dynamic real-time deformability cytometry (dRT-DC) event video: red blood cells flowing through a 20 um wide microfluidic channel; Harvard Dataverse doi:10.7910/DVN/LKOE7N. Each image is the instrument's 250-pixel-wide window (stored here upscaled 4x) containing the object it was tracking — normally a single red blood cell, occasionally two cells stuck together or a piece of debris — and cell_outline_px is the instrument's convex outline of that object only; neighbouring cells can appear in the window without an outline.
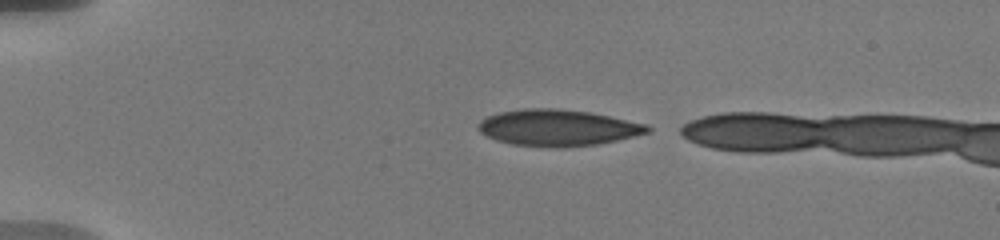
{"species": "human", "species_latin": "Homo sapiens", "temperature_condition": "warm", "stored_images_in_passage": 11, "camera_frame_rate_fps": 3000, "um_per_image_px": 0.085, "donor": {"sex": "male"}, "frame": {"image": 1, "passage_image": 1, "time_ms": 0.0, "image_size_px": [1000, 240], "cell_outline_px": [[652, 128], [648, 132], [616, 140], [596, 144], [564, 148], [556, 148], [512, 144], [496, 140], [480, 132], [476, 128], [476, 124], [480, 120], [488, 116], [500, 112], [524, 108], [556, 108], [588, 112], [648, 124]], "centroid_in_image_um": [47.37, 10.86], "position_along_channel_um": 37.6, "area_um2": 35.84}}
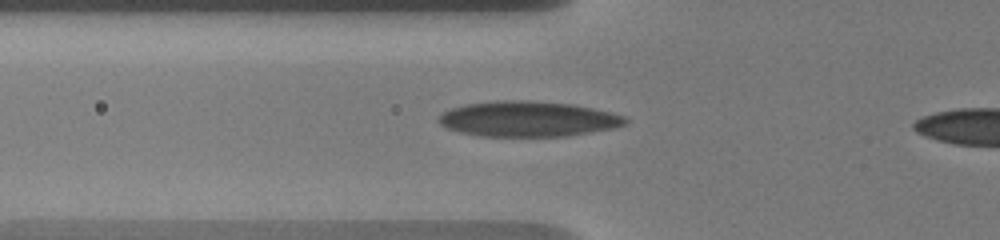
{"frame": {"image": 2, "passage_image": 8, "time_ms": 2.667, "image_size_px": [1000, 240], "cell_outline_px": [[628, 124], [612, 128], [568, 136], [480, 136], [460, 132], [448, 128], [440, 124], [436, 120], [444, 112], [452, 108], [464, 104], [496, 100], [532, 100], [572, 104], [612, 112], [624, 116], [628, 120]], "centroid_in_image_um": [44.88, 10.1], "position_along_channel_um": 80.9, "area_um2": 38.61}}